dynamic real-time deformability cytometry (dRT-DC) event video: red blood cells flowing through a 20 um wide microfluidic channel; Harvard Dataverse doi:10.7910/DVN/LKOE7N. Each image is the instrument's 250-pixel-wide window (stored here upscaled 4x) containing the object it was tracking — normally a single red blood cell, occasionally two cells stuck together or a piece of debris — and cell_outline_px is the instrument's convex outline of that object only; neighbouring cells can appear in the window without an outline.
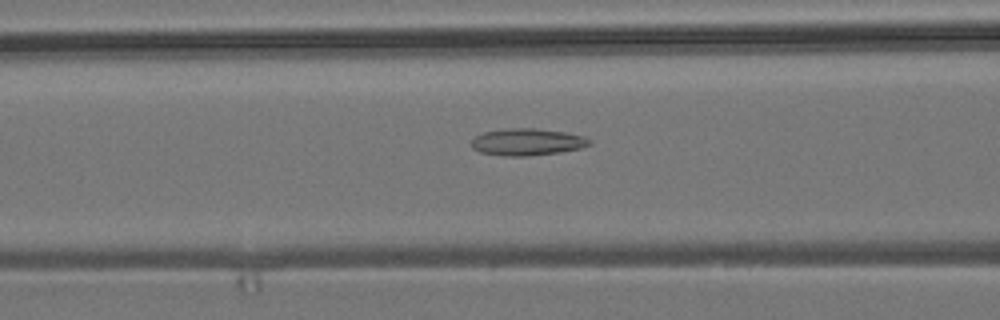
{"species": "common noctule bat (a hibernating species)", "species_latin": "Nyctalus noctula", "temperature_condition": "room temperature", "stored_images_in_passage": 31, "camera_frame_rate_fps": 3000, "um_per_image_px": 0.085, "animal": {"sex": "male", "body_mass_g": 19.2, "forearm_length_mm": 51.8}, "frame": {"image": 1, "passage_image": 11, "time_ms": 3.333, "image_size_px": [1000, 320], "cell_outline_px": [[592, 144], [580, 148], [560, 152], [524, 156], [504, 156], [480, 152], [472, 148], [472, 140], [476, 136], [484, 132], [508, 128], [536, 128], [564, 132], [584, 136], [592, 140]], "centroid_in_image_um": [44.83, 12.06], "position_along_channel_um": 121.8, "area_um2": 18.5}}
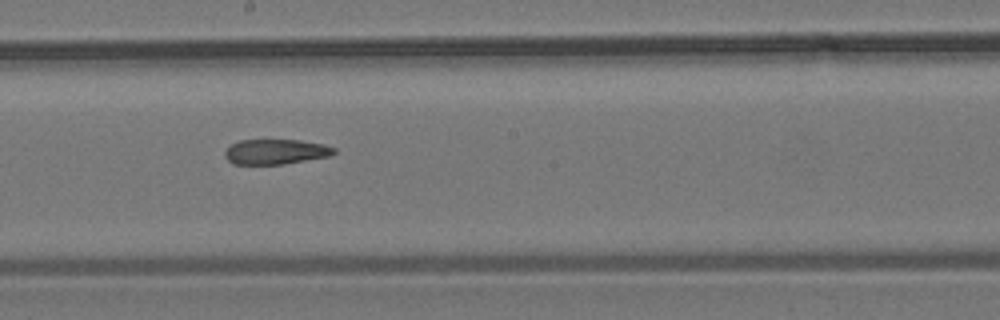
{"frame": {"image": 2, "passage_image": 19, "time_ms": 6.0, "image_size_px": [1000, 320], "cell_outline_px": [[336, 152], [328, 156], [284, 164], [232, 164], [224, 156], [224, 152], [232, 144], [240, 140], [300, 140], [324, 144], [336, 148]], "centroid_in_image_um": [23.43, 12.89], "position_along_channel_um": 224.8, "area_um2": 15.9}}
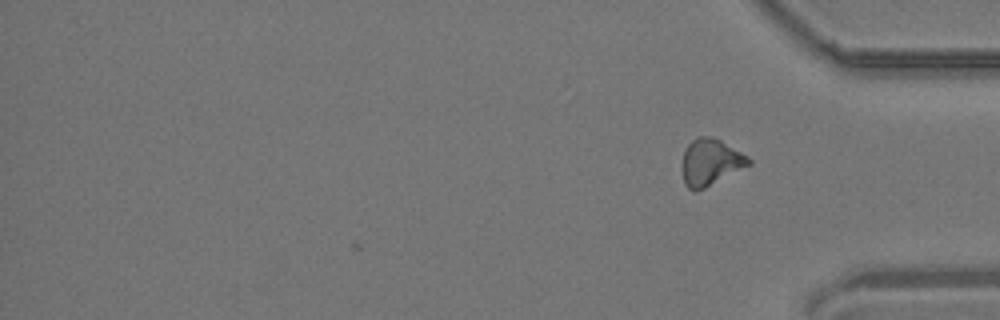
{"frame": {"image": 3, "passage_image": 31, "time_ms": 10.0, "image_size_px": [1000, 320], "cell_outline_px": [[752, 164], [696, 192], [688, 188], [684, 184], [680, 168], [680, 164], [684, 152], [688, 144], [696, 136], [708, 136], [720, 140], [748, 156], [752, 160]], "centroid_in_image_um": [60.35, 13.79], "position_along_channel_um": 374.8, "area_um2": 18.26}, "authors_computed_cell_mechanics": {"area_um2": 17.5134, "velocity_mm_per_s": 3.8564, "shape_relaxation_time_tau1_ms": null, "shape_relaxation_time_tau2_ms": 7.9569, "deformation_change_tau1": null, "deformation_change_tau2": 0.1836}}